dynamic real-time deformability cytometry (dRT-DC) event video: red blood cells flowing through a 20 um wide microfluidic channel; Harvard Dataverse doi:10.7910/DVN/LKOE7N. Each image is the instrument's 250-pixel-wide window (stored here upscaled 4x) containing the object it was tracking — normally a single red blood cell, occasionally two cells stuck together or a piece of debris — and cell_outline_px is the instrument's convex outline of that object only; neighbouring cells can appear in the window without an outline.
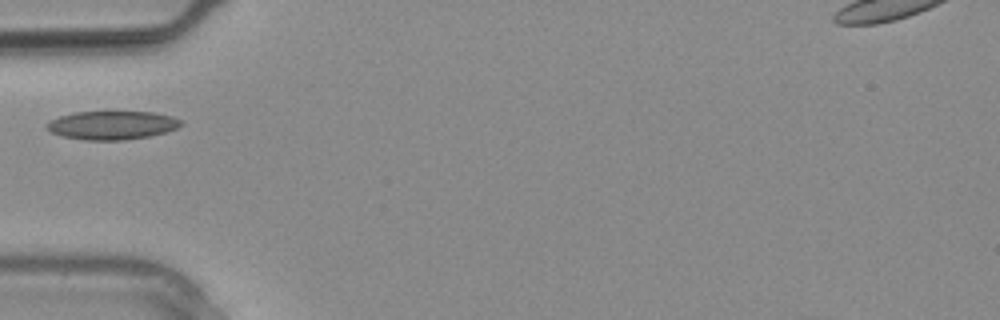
{"species": "common noctule bat (a hibernating species)", "species_latin": "Nyctalus noctula", "temperature_condition": "warm", "stored_images_in_passage": 1, "camera_frame_rate_fps": 3000, "um_per_image_px": 0.085, "animal": {"sex": "male", "body_mass_g": 20.4}, "frame": {"image": 1, "passage_image": 1, "time_ms": 0.0, "image_size_px": [1000, 320], "cell_outline_px": [[184, 124], [176, 128], [164, 132], [148, 136], [124, 140], [84, 140], [64, 136], [52, 132], [48, 128], [48, 124], [52, 120], [60, 116], [76, 112], [152, 112], [172, 116], [180, 120]], "centroid_in_image_um": [9.57, 10.64], "position_along_channel_um": 75.4, "area_um2": 21.91}}